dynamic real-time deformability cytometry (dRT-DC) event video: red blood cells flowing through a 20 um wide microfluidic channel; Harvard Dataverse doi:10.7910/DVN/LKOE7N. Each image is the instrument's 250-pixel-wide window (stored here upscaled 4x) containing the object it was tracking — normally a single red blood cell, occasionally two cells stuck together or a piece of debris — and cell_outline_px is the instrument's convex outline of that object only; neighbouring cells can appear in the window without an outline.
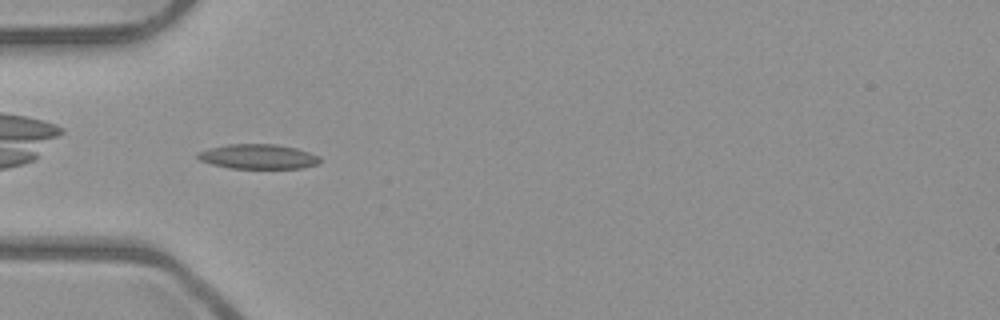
{"species": "common noctule bat (a hibernating species)", "species_latin": "Nyctalus noctula", "temperature_condition": "room temperature", "stored_images_in_passage": 37, "camera_frame_rate_fps": 3000, "um_per_image_px": 0.085, "animal": {"sex": "male", "body_mass_g": 23.1, "forearm_length_mm": 52.7}, "frame": {"image": 1, "passage_image": 2, "time_ms": 0.333, "image_size_px": [1000, 320], "cell_outline_px": [[320, 160], [316, 164], [300, 168], [228, 168], [212, 164], [200, 160], [196, 156], [196, 152], [208, 148], [228, 144], [276, 144], [296, 148], [320, 156]], "centroid_in_image_um": [21.89, 13.3], "position_along_channel_um": 63.1, "area_um2": 17.57}}
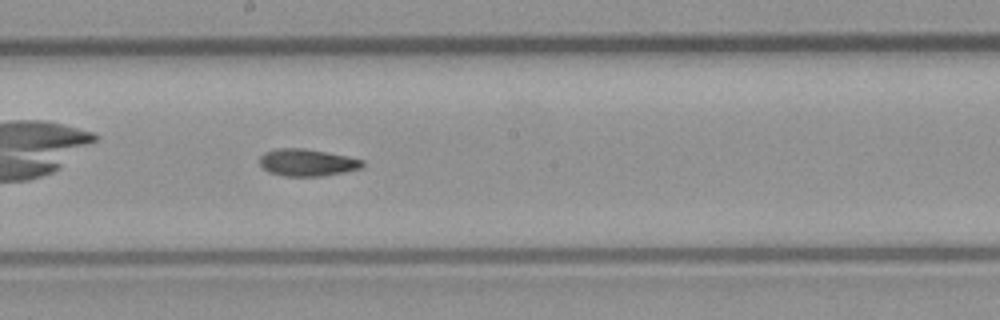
{"frame": {"image": 2, "passage_image": 14, "time_ms": 4.333, "image_size_px": [1000, 320], "cell_outline_px": [[364, 164], [360, 168], [344, 172], [320, 176], [284, 176], [268, 172], [260, 164], [260, 156], [264, 152], [276, 148], [304, 148], [364, 160]], "centroid_in_image_um": [26.06, 13.81], "position_along_channel_um": 222.1, "area_um2": 16.07}}
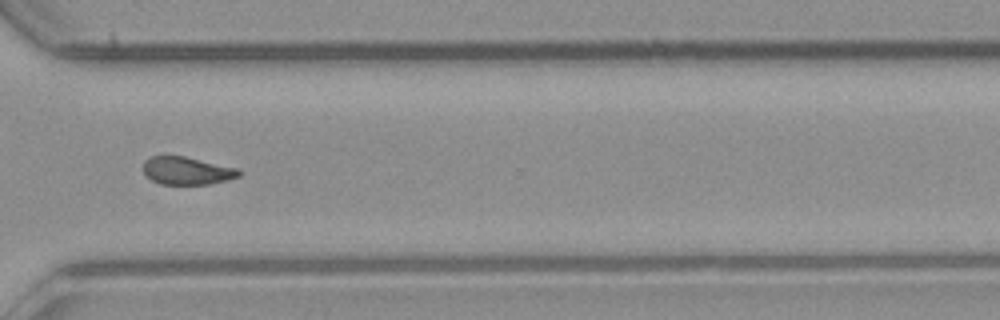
{"frame": {"image": 3, "passage_image": 24, "time_ms": 7.667, "image_size_px": [1000, 320], "cell_outline_px": [[240, 176], [228, 180], [208, 184], [160, 184], [152, 180], [144, 172], [144, 160], [152, 156], [184, 156], [240, 168]], "centroid_in_image_um": [15.93, 14.51], "position_along_channel_um": 354.7, "area_um2": 15.49}, "authors_computed_cell_mechanics": {"area_um2": 16.1262, "velocity_mm_per_s": 3.9892, "shape_relaxation_time_tau1_ms": null, "shape_relaxation_time_tau2_ms": 3.7408, "deformation_change_tau1": null, "deformation_change_tau2": 0.0929}}